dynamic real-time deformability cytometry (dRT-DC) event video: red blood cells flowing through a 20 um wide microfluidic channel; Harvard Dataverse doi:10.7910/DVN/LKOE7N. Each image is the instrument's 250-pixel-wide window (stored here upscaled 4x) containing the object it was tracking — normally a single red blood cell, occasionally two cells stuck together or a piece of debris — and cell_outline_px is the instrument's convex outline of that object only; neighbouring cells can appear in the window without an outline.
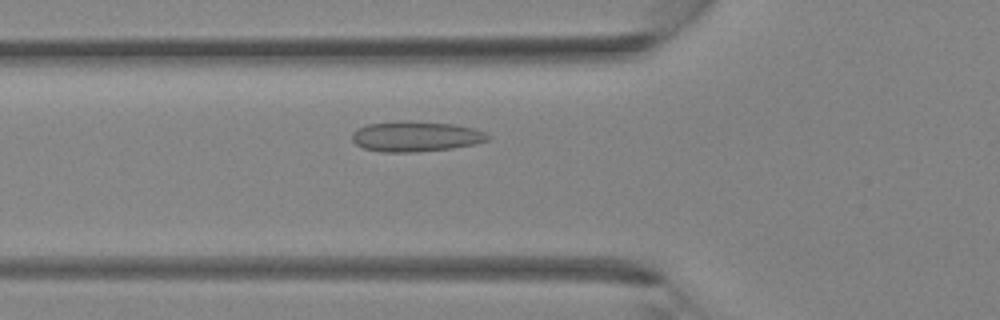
{"species": "Egyptian fruit bat (a non-hibernating species)", "species_latin": "Rousettus aegyptiacus", "temperature_condition": "room temperature", "stored_images_in_passage": 31, "camera_frame_rate_fps": 3000, "um_per_image_px": 0.085, "animal": {"sex": "female"}, "frame": {"image": 1, "passage_image": 10, "time_ms": 3.0, "image_size_px": [1000, 320], "cell_outline_px": [[492, 136], [488, 140], [476, 144], [452, 148], [416, 152], [384, 152], [364, 148], [356, 144], [352, 140], [352, 132], [368, 124], [408, 120], [452, 124], [476, 128]], "centroid_in_image_um": [35.38, 11.59], "position_along_channel_um": 90.4, "area_um2": 24.04}}
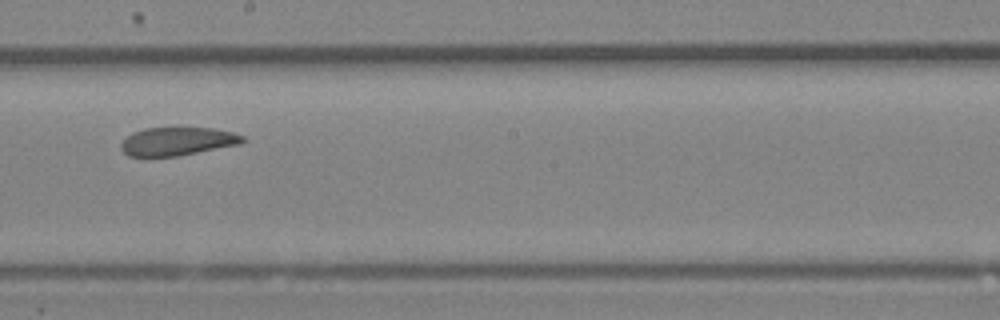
{"frame": {"image": 2, "passage_image": 18, "time_ms": 5.667, "image_size_px": [1000, 320], "cell_outline_px": [[244, 140], [240, 144], [176, 156], [128, 156], [120, 148], [120, 144], [132, 132], [144, 128], [212, 128], [232, 132], [244, 136]], "centroid_in_image_um": [15.06, 12.01], "position_along_channel_um": 233.1, "area_um2": 19.83}}
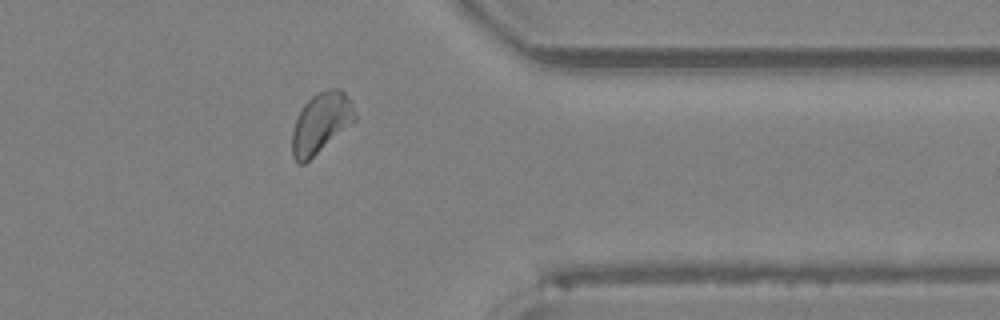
{"frame": {"image": 3, "passage_image": 27, "time_ms": 8.667, "image_size_px": [1000, 320], "cell_outline_px": [[356, 120], [304, 164], [300, 164], [292, 156], [292, 132], [296, 120], [304, 104], [312, 96], [328, 88], [340, 88], [344, 92], [352, 104], [356, 116]], "centroid_in_image_um": [27.28, 10.44], "position_along_channel_um": 384.1, "area_um2": 21.73}}